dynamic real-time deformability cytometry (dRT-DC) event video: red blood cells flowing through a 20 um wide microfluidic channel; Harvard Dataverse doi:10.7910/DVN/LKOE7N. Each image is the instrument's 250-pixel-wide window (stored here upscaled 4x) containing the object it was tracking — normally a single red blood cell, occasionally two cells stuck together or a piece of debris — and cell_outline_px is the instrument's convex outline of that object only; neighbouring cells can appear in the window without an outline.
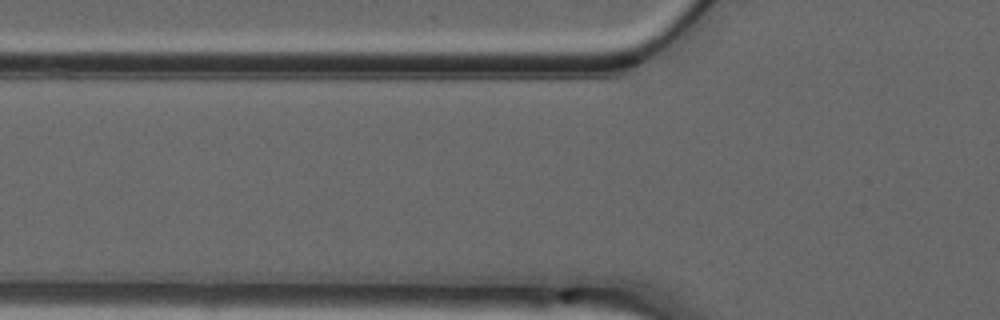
{"species": "common noctule bat (a hibernating species)", "species_latin": "Nyctalus noctula", "temperature_condition": "warm", "stored_images_in_passage": 7, "camera_frame_rate_fps": 3000, "um_per_image_px": 0.085, "animal": {"sex": "male", "forearm_length_mm": 52.5}, "frame": {"image": 1, "passage_image": 7, "time_ms": 2.0, "image_size_px": [1000, 320], "cell_outline_px": [[584, 128], [504, 128], [484, 124], [484, 120], [492, 116], [504, 112], [568, 112], [584, 124]], "centroid_in_image_um": [45.43, 10.23], "position_along_channel_um": 80.4, "area_um2": 10.06}}